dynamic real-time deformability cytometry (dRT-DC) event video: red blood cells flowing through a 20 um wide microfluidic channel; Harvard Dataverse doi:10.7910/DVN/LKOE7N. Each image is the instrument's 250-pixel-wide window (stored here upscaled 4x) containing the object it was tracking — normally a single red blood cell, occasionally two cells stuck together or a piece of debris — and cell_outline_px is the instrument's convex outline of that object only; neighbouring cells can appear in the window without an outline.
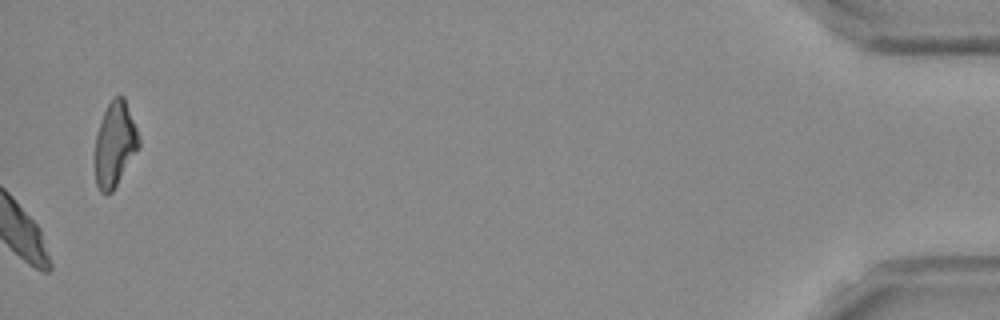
{"species": "Egyptian fruit bat (a non-hibernating species)", "species_latin": "Rousettus aegyptiacus", "temperature_condition": "room temperature", "stored_images_in_passage": 42, "camera_frame_rate_fps": 3000, "um_per_image_px": 0.085, "frame": {"image": 1, "passage_image": 42, "time_ms": 13.667, "image_size_px": [1000, 320], "cell_outline_px": [[140, 148], [112, 192], [108, 196], [100, 192], [96, 184], [96, 132], [100, 120], [108, 104], [116, 96], [124, 96], [136, 128], [140, 140]], "centroid_in_image_um": [9.78, 12.29], "position_along_channel_um": 425.4, "area_um2": 21.62}, "authors_computed_cell_mechanics": {"area_um2": 21.4438, "velocity_mm_per_s": 3.7921, "shape_relaxation_time_tau1_ms": 5.1077, "shape_relaxation_time_tau2_ms": 2.9138, "deformation_change_tau1": 0.1098, "deformation_change_tau2": 0.0458}}